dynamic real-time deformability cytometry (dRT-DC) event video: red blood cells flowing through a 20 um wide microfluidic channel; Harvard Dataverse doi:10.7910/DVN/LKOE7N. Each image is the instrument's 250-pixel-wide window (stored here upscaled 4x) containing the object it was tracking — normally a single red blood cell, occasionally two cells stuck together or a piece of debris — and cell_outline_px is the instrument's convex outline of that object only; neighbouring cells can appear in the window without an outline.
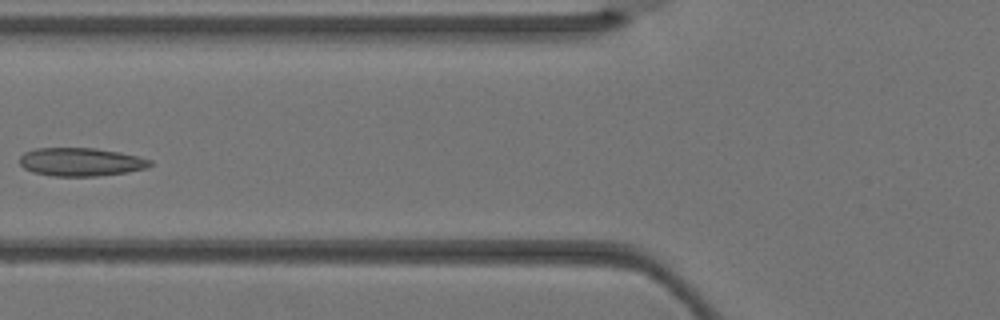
{"species": "Egyptian fruit bat (a non-hibernating species)", "species_latin": "Rousettus aegyptiacus", "temperature_condition": "warm", "stored_images_in_passage": 3, "camera_frame_rate_fps": 3000, "um_per_image_px": 0.085, "animal": {"sex": "female"}, "frame": {"image": 1, "passage_image": 3, "time_ms": 0.667, "image_size_px": [1000, 320], "cell_outline_px": [[152, 164], [148, 168], [128, 172], [96, 176], [52, 176], [32, 172], [24, 168], [20, 164], [20, 156], [24, 152], [36, 148], [96, 148], [120, 152], [152, 160]], "centroid_in_image_um": [6.87, 13.76], "position_along_channel_um": 118.9, "area_um2": 21.62}}